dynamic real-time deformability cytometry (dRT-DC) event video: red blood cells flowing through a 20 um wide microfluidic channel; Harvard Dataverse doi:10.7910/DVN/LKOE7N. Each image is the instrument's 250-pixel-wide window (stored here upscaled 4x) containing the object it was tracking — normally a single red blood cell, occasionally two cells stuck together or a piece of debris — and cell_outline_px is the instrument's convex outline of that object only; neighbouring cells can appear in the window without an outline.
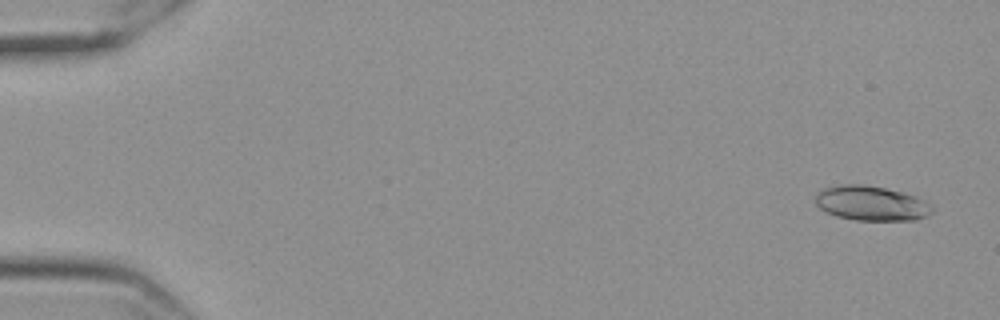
{"species": "Egyptian fruit bat (a non-hibernating species)", "species_latin": "Rousettus aegyptiacus", "temperature_condition": "cold", "stored_images_in_passage": 56, "camera_frame_rate_fps": 3000, "um_per_image_px": 0.085, "frame": {"image": 1, "passage_image": 1, "time_ms": 0.0, "image_size_px": [1000, 320], "cell_outline_px": [[932, 212], [916, 220], [856, 220], [836, 216], [820, 208], [816, 204], [816, 196], [824, 188], [840, 184], [864, 184], [884, 188], [916, 196], [924, 200], [932, 208]], "centroid_in_image_um": [74.04, 17.28], "position_along_channel_um": 11.0, "area_um2": 23.29}}
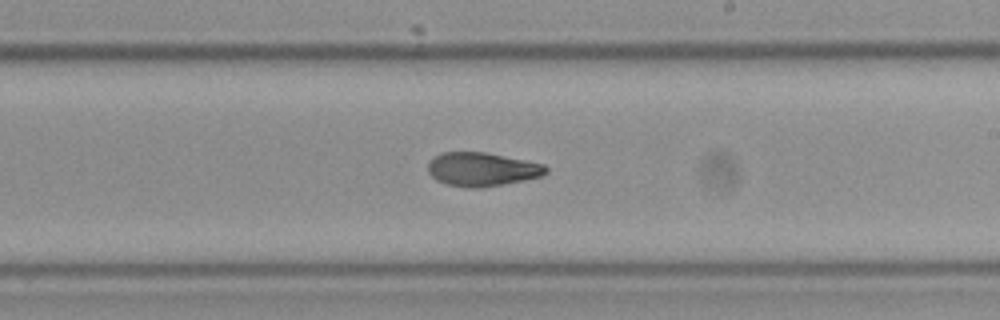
{"frame": {"image": 2, "passage_image": 33, "time_ms": 10.667, "image_size_px": [1000, 320], "cell_outline_px": [[548, 172], [540, 176], [524, 180], [480, 188], [468, 188], [448, 184], [436, 180], [428, 172], [428, 160], [432, 156], [440, 152], [484, 152], [544, 164], [548, 168]], "centroid_in_image_um": [40.92, 14.38], "position_along_channel_um": 248.1, "area_um2": 23.18}}
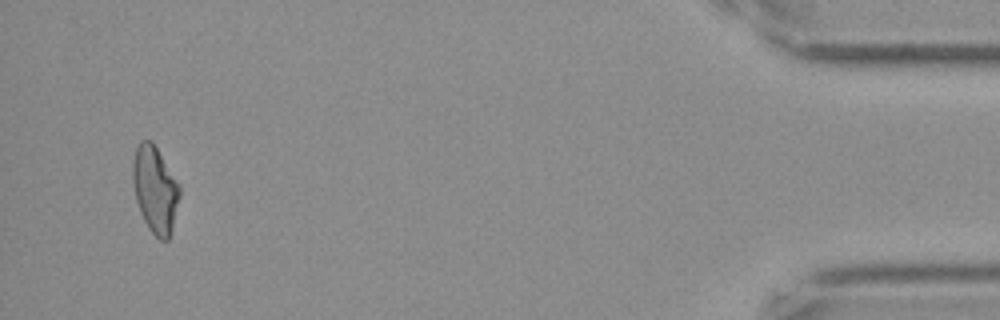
{"frame": {"image": 3, "passage_image": 54, "time_ms": 17.667, "image_size_px": [1000, 320], "cell_outline_px": [[180, 196], [172, 228], [168, 240], [160, 240], [148, 228], [140, 212], [136, 200], [132, 180], [132, 164], [136, 148], [140, 140], [152, 140], [180, 184]], "centroid_in_image_um": [13.18, 16.08], "position_along_channel_um": 422.0, "area_um2": 23.76}, "authors_computed_cell_mechanics": {"area_um2": 23.0044, "velocity_mm_per_s": 3.5412, "shape_relaxation_time_tau1_ms": 10.8123, "shape_relaxation_time_tau2_ms": 3.2367, "deformation_change_tau1": 0.2474, "deformation_change_tau2": 0.0976}}